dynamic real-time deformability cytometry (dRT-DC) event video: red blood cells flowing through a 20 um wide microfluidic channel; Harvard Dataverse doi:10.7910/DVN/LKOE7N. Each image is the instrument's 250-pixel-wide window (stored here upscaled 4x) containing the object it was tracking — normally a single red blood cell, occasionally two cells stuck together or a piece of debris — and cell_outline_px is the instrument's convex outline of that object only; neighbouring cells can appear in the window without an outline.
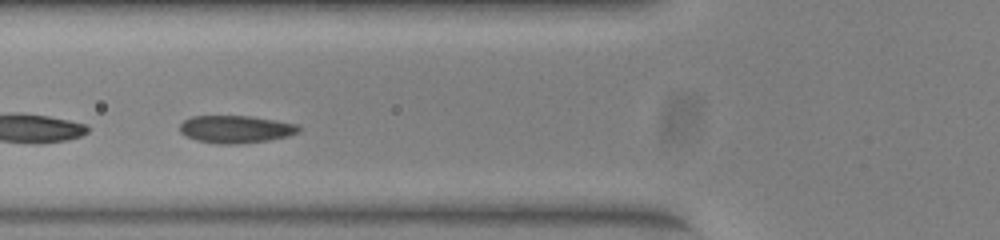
{"species": "common noctule bat (a hibernating species)", "species_latin": "Nyctalus noctula", "temperature_condition": "warm", "stored_images_in_passage": 36, "camera_frame_rate_fps": 3000, "um_per_image_px": 0.085, "animal": {"sex": "female", "body_mass_g": 23.0, "forearm_length_mm": 53.4}, "frame": {"image": 1, "passage_image": 13, "time_ms": 4.0, "image_size_px": [1000, 240], "cell_outline_px": [[300, 132], [288, 136], [268, 140], [236, 144], [220, 144], [196, 140], [180, 132], [180, 124], [184, 120], [192, 116], [252, 116], [300, 124]], "centroid_in_image_um": [20.08, 10.97], "position_along_channel_um": 105.7, "area_um2": 19.13}}
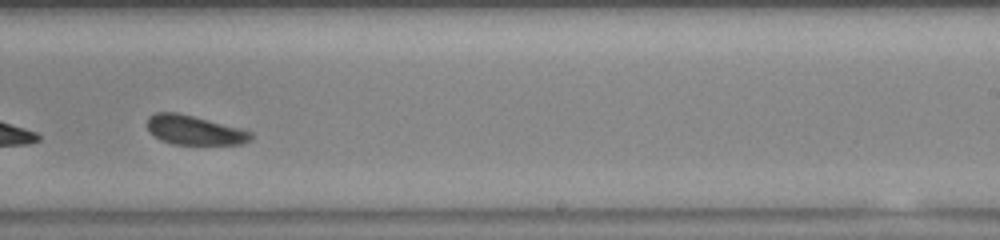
{"frame": {"image": 2, "passage_image": 26, "time_ms": 8.333, "image_size_px": [1000, 240], "cell_outline_px": [[252, 140], [240, 144], [172, 144], [160, 140], [148, 128], [148, 116], [156, 112], [176, 112], [240, 128], [252, 132]], "centroid_in_image_um": [16.53, 11.06], "position_along_channel_um": 272.5, "area_um2": 17.46}}
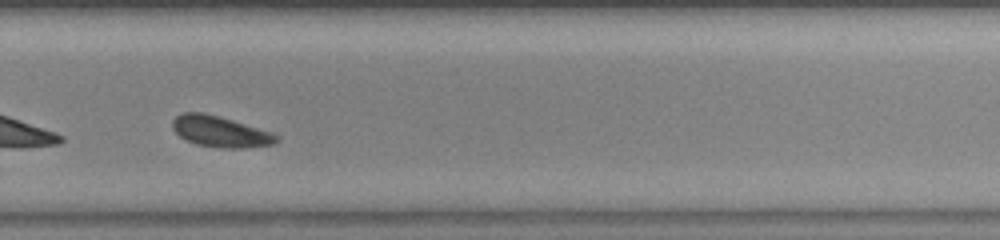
{"frame": {"image": 3, "passage_image": 29, "time_ms": 9.333, "image_size_px": [1000, 240], "cell_outline_px": [[280, 140], [276, 144], [248, 148], [220, 148], [196, 144], [180, 136], [172, 128], [172, 120], [176, 116], [184, 112], [200, 112], [232, 120], [276, 132], [280, 136]], "centroid_in_image_um": [18.82, 11.2], "position_along_channel_um": 311.0, "area_um2": 19.02}, "authors_computed_cell_mechanics": {"area_um2": 18.9584, "velocity_mm_per_s": 3.856, "shape_relaxation_time_tau1_ms": 1.6677, "shape_relaxation_time_tau2_ms": 1.4298, "deformation_change_tau1": 0.079, "deformation_change_tau2": 0.0655}}